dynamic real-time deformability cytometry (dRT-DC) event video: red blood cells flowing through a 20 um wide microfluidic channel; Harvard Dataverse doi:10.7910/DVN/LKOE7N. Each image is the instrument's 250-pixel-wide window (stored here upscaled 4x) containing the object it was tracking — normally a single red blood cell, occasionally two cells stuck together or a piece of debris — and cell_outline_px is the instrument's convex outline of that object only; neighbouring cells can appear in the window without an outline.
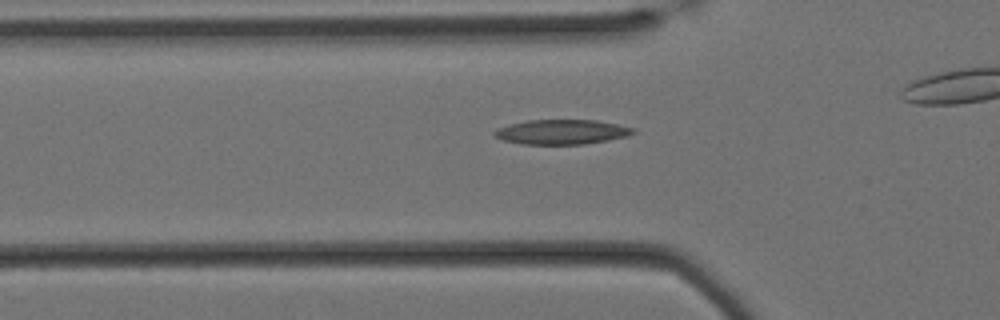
{"species": "Egyptian fruit bat (a non-hibernating species)", "species_latin": "Rousettus aegyptiacus", "temperature_condition": "cold", "stored_images_in_passage": 33, "camera_frame_rate_fps": 3000, "um_per_image_px": 0.085, "animal": {"sex": "female"}, "frame": {"image": 1, "passage_image": 5, "time_ms": 1.333, "image_size_px": [1000, 320], "cell_outline_px": [[636, 132], [628, 136], [608, 140], [584, 144], [520, 144], [504, 140], [492, 136], [492, 132], [496, 128], [508, 124], [528, 120], [596, 120], [636, 128]], "centroid_in_image_um": [47.72, 11.21], "position_along_channel_um": 78.1, "area_um2": 20.17}}
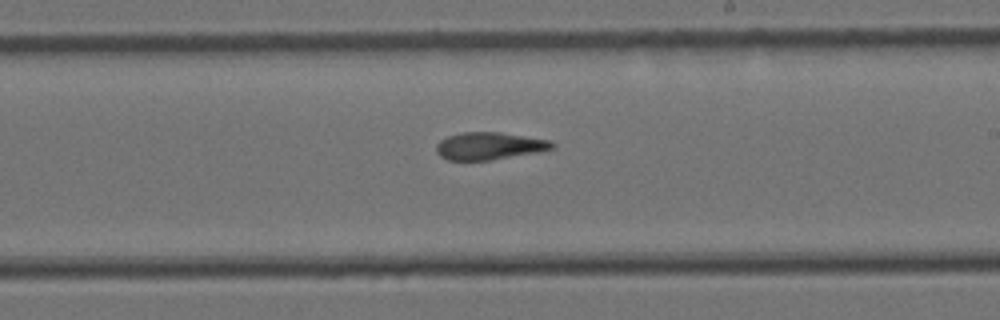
{"frame": {"image": 2, "passage_image": 20, "time_ms": 6.333, "image_size_px": [1000, 320], "cell_outline_px": [[556, 148], [540, 152], [492, 160], [448, 160], [440, 156], [436, 152], [436, 144], [440, 140], [448, 136], [464, 132], [500, 132], [552, 140], [556, 144]], "centroid_in_image_um": [41.65, 12.41], "position_along_channel_um": 247.4, "area_um2": 18.79}}
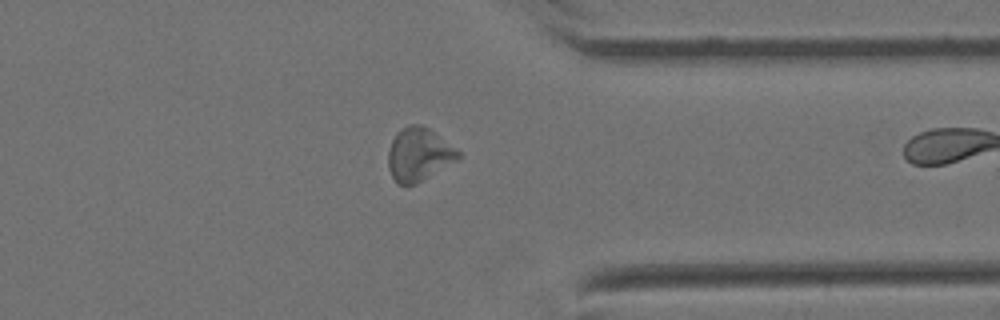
{"frame": {"image": 3, "passage_image": 32, "time_ms": 10.333, "image_size_px": [1000, 320], "cell_outline_px": [[460, 156], [456, 160], [416, 184], [396, 184], [388, 168], [388, 152], [392, 140], [400, 128], [408, 124], [420, 124], [428, 128], [460, 152]], "centroid_in_image_um": [35.55, 13.12], "position_along_channel_um": 375.8, "area_um2": 21.39}}